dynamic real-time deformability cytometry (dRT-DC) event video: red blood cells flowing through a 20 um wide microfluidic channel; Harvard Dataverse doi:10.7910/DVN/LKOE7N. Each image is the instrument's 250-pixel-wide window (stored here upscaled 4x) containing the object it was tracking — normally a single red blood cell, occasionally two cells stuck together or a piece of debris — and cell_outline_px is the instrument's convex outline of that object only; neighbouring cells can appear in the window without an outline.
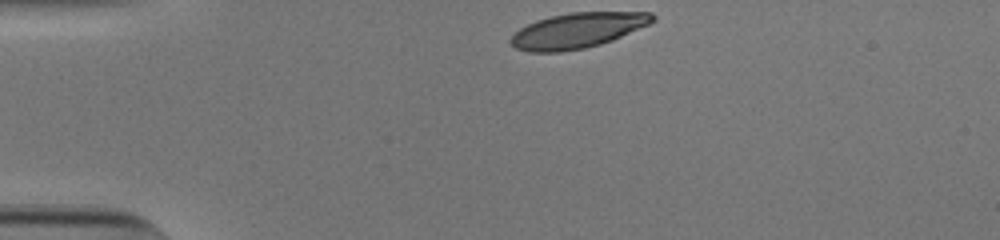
{"species": "human", "species_latin": "Homo sapiens", "temperature_condition": "cold", "stored_images_in_passage": 33, "camera_frame_rate_fps": 3000, "um_per_image_px": 0.085, "donor": {"sex": "male"}, "frame": {"image": 1, "passage_image": 1, "time_ms": 0.0, "image_size_px": [1000, 240], "cell_outline_px": [[656, 20], [648, 24], [612, 40], [600, 44], [584, 48], [560, 52], [528, 52], [516, 48], [508, 40], [520, 28], [536, 20], [552, 16], [572, 12], [652, 12], [656, 16]], "centroid_in_image_um": [49.09, 2.59], "position_along_channel_um": 35.9, "area_um2": 28.96}}
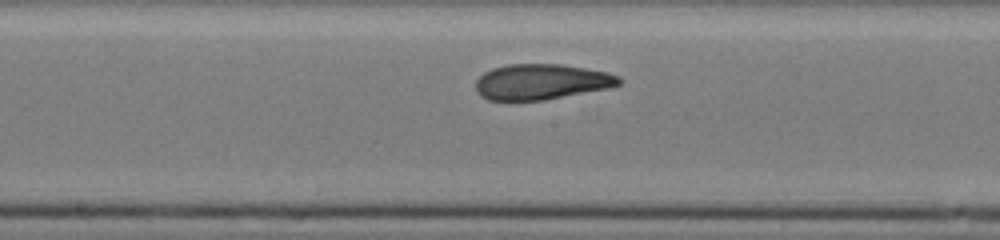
{"frame": {"image": 2, "passage_image": 18, "time_ms": 5.667, "image_size_px": [1000, 240], "cell_outline_px": [[624, 80], [620, 84], [608, 88], [544, 100], [488, 100], [480, 96], [476, 92], [476, 80], [484, 72], [492, 68], [508, 64], [560, 64], [608, 72], [620, 76]], "centroid_in_image_um": [46.01, 6.95], "position_along_channel_um": 202.2, "area_um2": 29.77}}
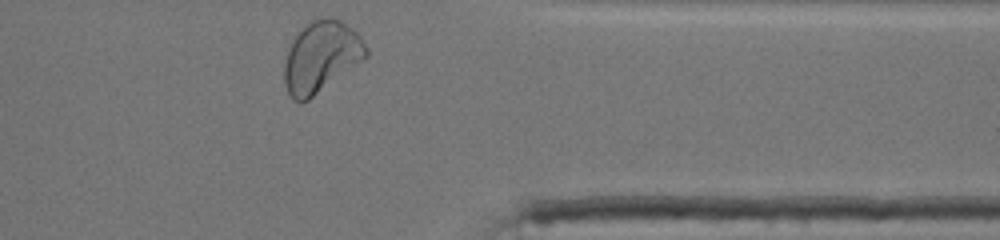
{"frame": {"image": 3, "passage_image": 33, "time_ms": 10.667, "image_size_px": [1000, 240], "cell_outline_px": [[368, 56], [308, 100], [300, 104], [292, 100], [284, 84], [284, 60], [288, 48], [296, 36], [308, 20], [316, 16], [324, 16], [340, 20], [352, 28], [360, 36], [368, 48]], "centroid_in_image_um": [27.27, 4.81], "position_along_channel_um": 384.1, "area_um2": 34.1}, "authors_computed_cell_mechanics": {"area_um2": 29.9982, "velocity_mm_per_s": 3.8126, "shape_relaxation_time_tau1_ms": 9.9056, "shape_relaxation_time_tau2_ms": 1.8013, "deformation_change_tau1": 0.2665, "deformation_change_tau2": 0.089}}